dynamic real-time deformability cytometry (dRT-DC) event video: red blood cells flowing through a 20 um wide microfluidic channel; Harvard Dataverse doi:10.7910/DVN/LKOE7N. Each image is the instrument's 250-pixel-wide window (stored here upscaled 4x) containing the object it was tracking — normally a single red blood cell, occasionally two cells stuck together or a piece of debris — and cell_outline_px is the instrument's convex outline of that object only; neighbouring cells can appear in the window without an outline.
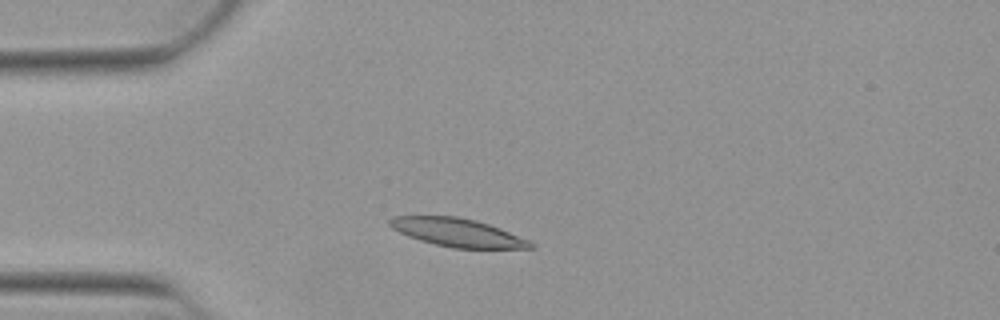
{"species": "Egyptian fruit bat (a non-hibernating species)", "species_latin": "Rousettus aegyptiacus", "temperature_condition": "warm", "stored_images_in_passage": 43, "camera_frame_rate_fps": 3000, "um_per_image_px": 0.085, "animal": {"sex": "female"}, "frame": {"image": 1, "passage_image": 4, "time_ms": 1.0, "image_size_px": [1000, 320], "cell_outline_px": [[536, 248], [452, 248], [420, 240], [408, 236], [392, 228], [388, 224], [388, 220], [392, 216], [456, 216], [476, 220], [500, 228], [528, 240], [536, 244]], "centroid_in_image_um": [38.88, 19.76], "position_along_channel_um": 46.1, "area_um2": 23.06}}
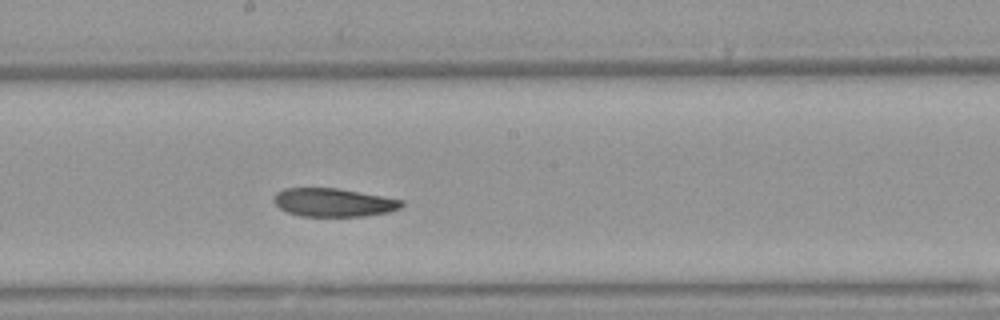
{"frame": {"image": 2, "passage_image": 19, "time_ms": 6.0, "image_size_px": [1000, 320], "cell_outline_px": [[404, 204], [400, 208], [388, 212], [364, 216], [300, 216], [288, 212], [280, 208], [272, 200], [272, 196], [276, 192], [284, 188], [340, 188], [404, 200]], "centroid_in_image_um": [28.34, 17.2], "position_along_channel_um": 219.9, "area_um2": 21.27}}
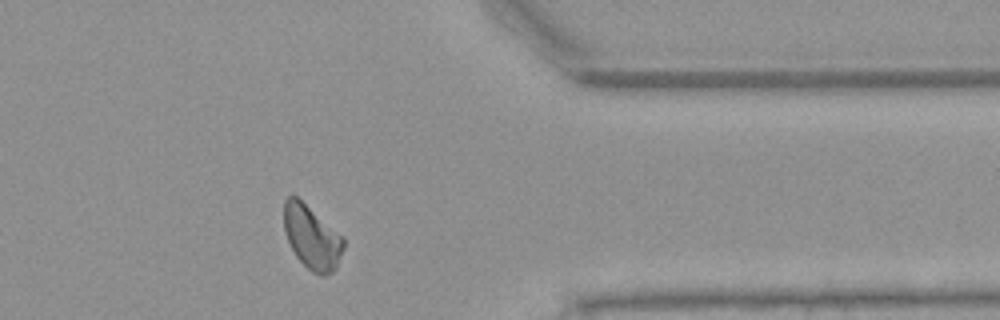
{"frame": {"image": 3, "passage_image": 33, "time_ms": 10.667, "image_size_px": [1000, 320], "cell_outline_px": [[344, 248], [332, 272], [324, 276], [320, 276], [312, 272], [296, 256], [288, 240], [284, 228], [284, 200], [288, 196], [296, 196], [344, 236]], "centroid_in_image_um": [26.51, 20.16], "position_along_channel_um": 384.9, "area_um2": 21.85}}